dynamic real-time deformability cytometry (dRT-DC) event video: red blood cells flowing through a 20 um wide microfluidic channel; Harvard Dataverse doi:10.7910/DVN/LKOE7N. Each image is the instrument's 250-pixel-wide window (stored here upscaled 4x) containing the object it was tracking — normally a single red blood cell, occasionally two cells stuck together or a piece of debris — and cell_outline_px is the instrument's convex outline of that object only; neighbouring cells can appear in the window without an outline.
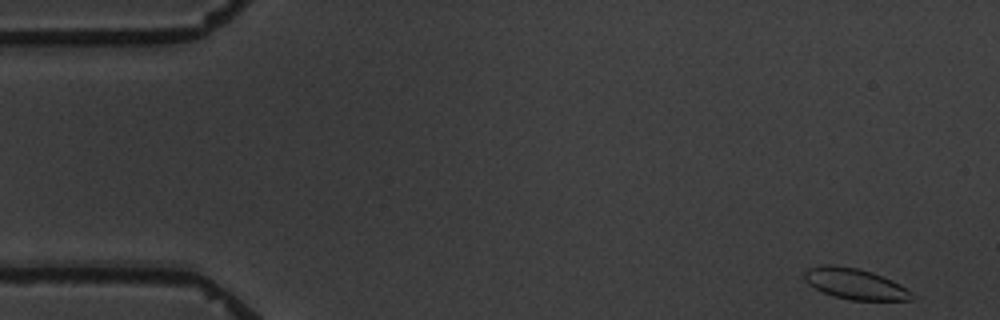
{"species": "common noctule bat (a hibernating species)", "species_latin": "Nyctalus noctula", "temperature_condition": "warm", "stored_images_in_passage": 5, "camera_frame_rate_fps": 3000, "um_per_image_px": 0.085, "animal": {"sex": "male", "body_mass_g": 19.5, "forearm_length_mm": 54.6}, "frame": {"image": 1, "passage_image": 1, "time_ms": 0.0, "image_size_px": [1000, 320], "cell_outline_px": [[916, 296], [912, 300], [852, 300], [832, 296], [808, 284], [804, 280], [804, 272], [808, 268], [820, 264], [832, 264], [856, 268], [872, 272], [912, 292]], "centroid_in_image_um": [72.61, 24.12], "position_along_channel_um": 12.4, "area_um2": 19.07}}
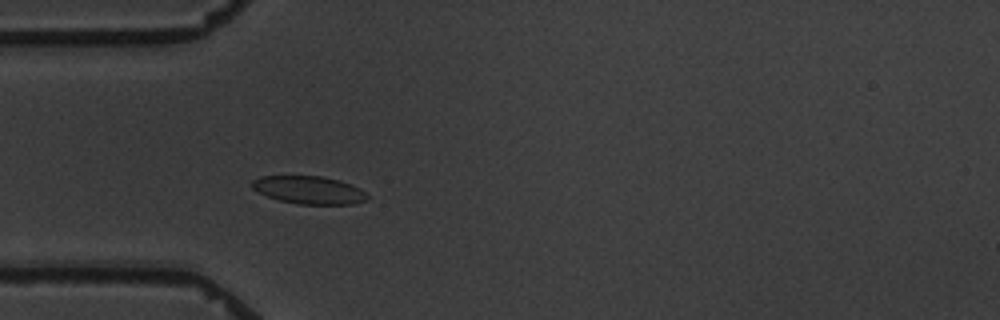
{"frame": {"image": 2, "passage_image": 5, "time_ms": 4.667, "image_size_px": [1000, 320], "cell_outline_px": [[368, 200], [356, 204], [296, 204], [280, 200], [268, 196], [252, 188], [252, 180], [260, 176], [324, 176], [340, 180], [360, 188], [368, 196]], "centroid_in_image_um": [26.3, 16.15], "position_along_channel_um": 58.7, "area_um2": 18.73}}